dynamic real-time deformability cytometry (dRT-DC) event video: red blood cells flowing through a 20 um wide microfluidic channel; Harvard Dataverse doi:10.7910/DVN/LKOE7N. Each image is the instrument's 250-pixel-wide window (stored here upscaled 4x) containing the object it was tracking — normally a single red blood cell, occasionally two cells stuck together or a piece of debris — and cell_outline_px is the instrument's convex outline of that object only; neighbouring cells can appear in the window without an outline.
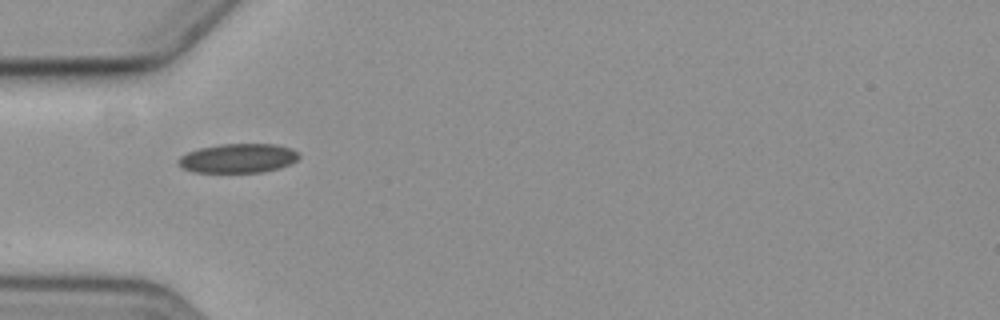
{"species": "common noctule bat (a hibernating species)", "species_latin": "Nyctalus noctula", "temperature_condition": "cold", "stored_images_in_passage": 4, "camera_frame_rate_fps": 3000, "um_per_image_px": 0.085, "animal": {"sex": "female", "body_mass_g": 19.3, "forearm_length_mm": 54.1}, "frame": {"image": 1, "passage_image": 1, "time_ms": 0.0, "image_size_px": [1000, 320], "cell_outline_px": [[300, 156], [292, 164], [280, 168], [264, 172], [192, 172], [180, 168], [176, 164], [176, 160], [180, 156], [188, 152], [200, 148], [220, 144], [276, 144], [292, 148], [300, 152]], "centroid_in_image_um": [20.24, 13.45], "position_along_channel_um": 64.8, "area_um2": 20.92}}
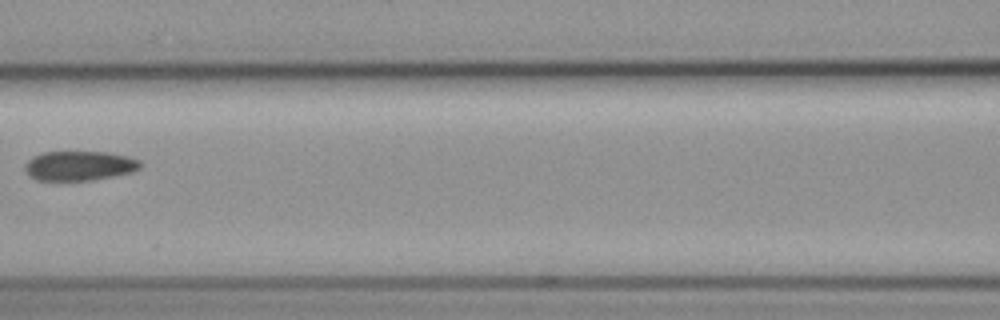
{"frame": {"image": 2, "passage_image": 3, "time_ms": 2.667, "image_size_px": [1000, 320], "cell_outline_px": [[144, 164], [140, 168], [132, 172], [92, 180], [36, 180], [28, 176], [24, 168], [24, 164], [32, 156], [44, 152], [108, 152], [128, 156], [140, 160]], "centroid_in_image_um": [6.74, 14.08], "position_along_channel_um": 159.9, "area_um2": 20.06}}
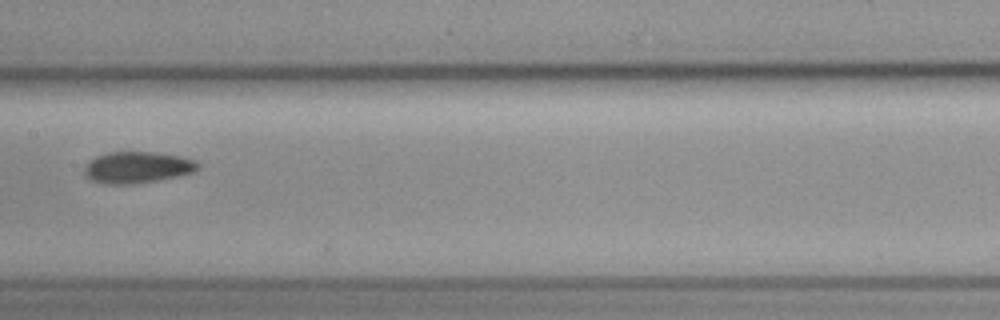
{"frame": {"image": 3, "passage_image": 4, "time_ms": 3.667, "image_size_px": [1000, 320], "cell_outline_px": [[200, 168], [192, 172], [176, 176], [132, 184], [104, 184], [92, 180], [84, 176], [84, 168], [88, 160], [96, 156], [108, 152], [152, 152], [180, 156], [196, 160], [200, 164]], "centroid_in_image_um": [11.63, 14.22], "position_along_channel_um": 195.8, "area_um2": 20.81}}